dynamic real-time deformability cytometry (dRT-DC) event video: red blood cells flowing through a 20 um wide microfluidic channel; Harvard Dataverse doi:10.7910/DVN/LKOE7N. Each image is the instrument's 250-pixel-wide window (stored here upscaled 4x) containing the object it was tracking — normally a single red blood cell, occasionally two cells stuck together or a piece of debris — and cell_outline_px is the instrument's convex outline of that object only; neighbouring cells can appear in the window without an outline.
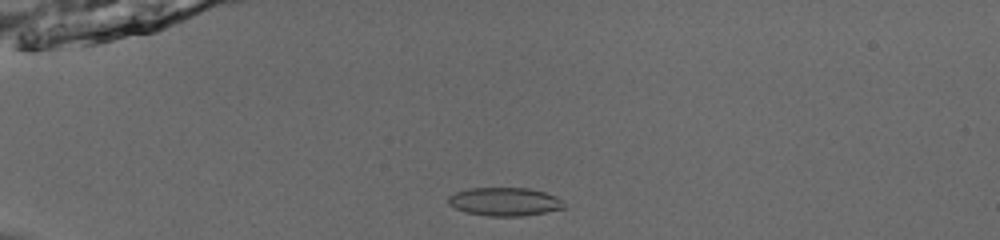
{"species": "common noctule bat (a hibernating species)", "species_latin": "Nyctalus noctula", "temperature_condition": "room temperature", "stored_images_in_passage": 39, "camera_frame_rate_fps": 3000, "um_per_image_px": 0.085, "animal": {"sex": "male", "body_mass_g": 13.0, "forearm_length_mm": 53.1}, "frame": {"image": 1, "passage_image": 1, "time_ms": 0.0, "image_size_px": [1000, 240], "cell_outline_px": [[564, 208], [544, 212], [520, 216], [488, 216], [464, 212], [448, 204], [448, 196], [456, 192], [468, 188], [528, 188], [544, 192], [556, 196], [564, 200]], "centroid_in_image_um": [42.88, 17.14], "position_along_channel_um": 42.1, "area_um2": 19.13}}
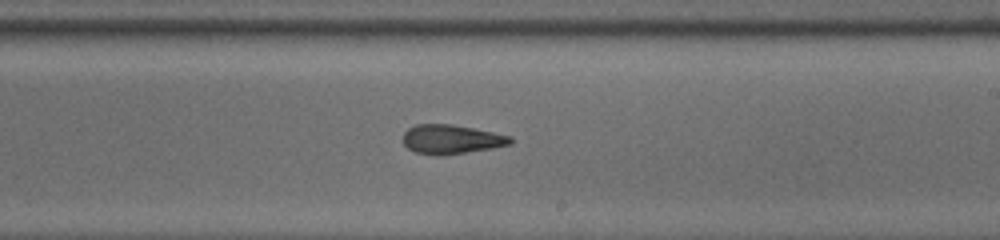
{"frame": {"image": 2, "passage_image": 20, "time_ms": 6.333, "image_size_px": [1000, 240], "cell_outline_px": [[512, 144], [492, 148], [440, 156], [416, 152], [408, 148], [404, 144], [404, 132], [408, 128], [416, 124], [452, 124], [512, 136]], "centroid_in_image_um": [38.37, 11.84], "position_along_channel_um": 250.6, "area_um2": 18.15}}
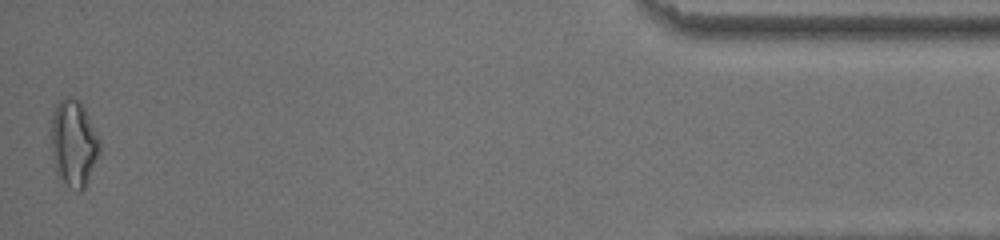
{"frame": {"image": 3, "passage_image": 39, "time_ms": 12.667, "image_size_px": [1000, 240], "cell_outline_px": [[100, 152], [84, 188], [80, 192], [76, 192], [56, 176], [52, 156], [52, 112], [56, 104], [60, 100], [68, 96], [76, 100], [84, 108], [100, 140]], "centroid_in_image_um": [6.25, 12.21], "position_along_channel_um": 429.0, "area_um2": 24.33}, "authors_computed_cell_mechanics": {"area_um2": 18.8428, "velocity_mm_per_s": 3.9121, "shape_relaxation_time_tau1_ms": 4.0429, "shape_relaxation_time_tau2_ms": 2.8502, "deformation_change_tau1": 0.1375, "deformation_change_tau2": 0.0817}}